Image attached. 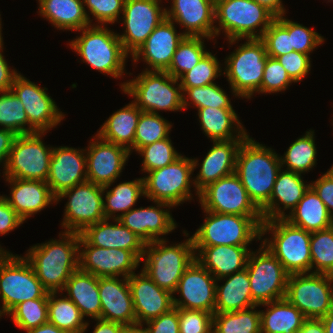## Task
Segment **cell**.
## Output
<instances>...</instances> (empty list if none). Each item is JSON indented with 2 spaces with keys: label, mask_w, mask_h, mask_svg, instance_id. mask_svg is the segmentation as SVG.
<instances>
[{
  "label": "cell",
  "mask_w": 333,
  "mask_h": 333,
  "mask_svg": "<svg viewBox=\"0 0 333 333\" xmlns=\"http://www.w3.org/2000/svg\"><path fill=\"white\" fill-rule=\"evenodd\" d=\"M285 219L308 232L324 230L333 225L332 215L311 187L297 206L286 214Z\"/></svg>",
  "instance_id": "cell-38"
},
{
  "label": "cell",
  "mask_w": 333,
  "mask_h": 333,
  "mask_svg": "<svg viewBox=\"0 0 333 333\" xmlns=\"http://www.w3.org/2000/svg\"><path fill=\"white\" fill-rule=\"evenodd\" d=\"M166 242L155 240L145 245L141 270L161 289L174 294L183 273L195 260V250L192 237L170 246Z\"/></svg>",
  "instance_id": "cell-6"
},
{
  "label": "cell",
  "mask_w": 333,
  "mask_h": 333,
  "mask_svg": "<svg viewBox=\"0 0 333 333\" xmlns=\"http://www.w3.org/2000/svg\"><path fill=\"white\" fill-rule=\"evenodd\" d=\"M129 288L136 315V327L169 312L173 306V294L161 289L141 270L128 277Z\"/></svg>",
  "instance_id": "cell-22"
},
{
  "label": "cell",
  "mask_w": 333,
  "mask_h": 333,
  "mask_svg": "<svg viewBox=\"0 0 333 333\" xmlns=\"http://www.w3.org/2000/svg\"><path fill=\"white\" fill-rule=\"evenodd\" d=\"M27 333H69L64 330L59 329L55 325L47 322L38 327L26 330Z\"/></svg>",
  "instance_id": "cell-66"
},
{
  "label": "cell",
  "mask_w": 333,
  "mask_h": 333,
  "mask_svg": "<svg viewBox=\"0 0 333 333\" xmlns=\"http://www.w3.org/2000/svg\"><path fill=\"white\" fill-rule=\"evenodd\" d=\"M5 315L4 312L2 311V309L0 308V318Z\"/></svg>",
  "instance_id": "cell-71"
},
{
  "label": "cell",
  "mask_w": 333,
  "mask_h": 333,
  "mask_svg": "<svg viewBox=\"0 0 333 333\" xmlns=\"http://www.w3.org/2000/svg\"><path fill=\"white\" fill-rule=\"evenodd\" d=\"M0 126L16 135L29 134V121L24 106L12 91L0 92Z\"/></svg>",
  "instance_id": "cell-47"
},
{
  "label": "cell",
  "mask_w": 333,
  "mask_h": 333,
  "mask_svg": "<svg viewBox=\"0 0 333 333\" xmlns=\"http://www.w3.org/2000/svg\"><path fill=\"white\" fill-rule=\"evenodd\" d=\"M141 110L133 103L115 111L97 131V135L110 143L125 147L132 153L134 137Z\"/></svg>",
  "instance_id": "cell-37"
},
{
  "label": "cell",
  "mask_w": 333,
  "mask_h": 333,
  "mask_svg": "<svg viewBox=\"0 0 333 333\" xmlns=\"http://www.w3.org/2000/svg\"><path fill=\"white\" fill-rule=\"evenodd\" d=\"M297 333H325L321 319L306 318Z\"/></svg>",
  "instance_id": "cell-64"
},
{
  "label": "cell",
  "mask_w": 333,
  "mask_h": 333,
  "mask_svg": "<svg viewBox=\"0 0 333 333\" xmlns=\"http://www.w3.org/2000/svg\"><path fill=\"white\" fill-rule=\"evenodd\" d=\"M259 305L234 312L214 313L212 333H261Z\"/></svg>",
  "instance_id": "cell-42"
},
{
  "label": "cell",
  "mask_w": 333,
  "mask_h": 333,
  "mask_svg": "<svg viewBox=\"0 0 333 333\" xmlns=\"http://www.w3.org/2000/svg\"><path fill=\"white\" fill-rule=\"evenodd\" d=\"M142 327L146 333H180L178 308H172L169 312L161 314L159 317L153 318Z\"/></svg>",
  "instance_id": "cell-58"
},
{
  "label": "cell",
  "mask_w": 333,
  "mask_h": 333,
  "mask_svg": "<svg viewBox=\"0 0 333 333\" xmlns=\"http://www.w3.org/2000/svg\"><path fill=\"white\" fill-rule=\"evenodd\" d=\"M246 270L249 274L252 300L257 304L285 298L289 273L264 246L251 251Z\"/></svg>",
  "instance_id": "cell-14"
},
{
  "label": "cell",
  "mask_w": 333,
  "mask_h": 333,
  "mask_svg": "<svg viewBox=\"0 0 333 333\" xmlns=\"http://www.w3.org/2000/svg\"><path fill=\"white\" fill-rule=\"evenodd\" d=\"M59 235L61 239L36 244L24 256L43 287L58 294L79 268L80 233L65 231Z\"/></svg>",
  "instance_id": "cell-1"
},
{
  "label": "cell",
  "mask_w": 333,
  "mask_h": 333,
  "mask_svg": "<svg viewBox=\"0 0 333 333\" xmlns=\"http://www.w3.org/2000/svg\"><path fill=\"white\" fill-rule=\"evenodd\" d=\"M280 169V156L271 148L249 135L242 141L236 156L235 174L259 209L270 200Z\"/></svg>",
  "instance_id": "cell-2"
},
{
  "label": "cell",
  "mask_w": 333,
  "mask_h": 333,
  "mask_svg": "<svg viewBox=\"0 0 333 333\" xmlns=\"http://www.w3.org/2000/svg\"><path fill=\"white\" fill-rule=\"evenodd\" d=\"M310 187L323 201L333 217V165L319 179L310 183Z\"/></svg>",
  "instance_id": "cell-59"
},
{
  "label": "cell",
  "mask_w": 333,
  "mask_h": 333,
  "mask_svg": "<svg viewBox=\"0 0 333 333\" xmlns=\"http://www.w3.org/2000/svg\"><path fill=\"white\" fill-rule=\"evenodd\" d=\"M40 16L61 30L79 31L90 25L82 0H38Z\"/></svg>",
  "instance_id": "cell-36"
},
{
  "label": "cell",
  "mask_w": 333,
  "mask_h": 333,
  "mask_svg": "<svg viewBox=\"0 0 333 333\" xmlns=\"http://www.w3.org/2000/svg\"><path fill=\"white\" fill-rule=\"evenodd\" d=\"M84 152L86 150L68 146L53 147L46 183L55 197L87 181V157Z\"/></svg>",
  "instance_id": "cell-23"
},
{
  "label": "cell",
  "mask_w": 333,
  "mask_h": 333,
  "mask_svg": "<svg viewBox=\"0 0 333 333\" xmlns=\"http://www.w3.org/2000/svg\"><path fill=\"white\" fill-rule=\"evenodd\" d=\"M166 18L183 26L186 36L215 37V3L212 0H171Z\"/></svg>",
  "instance_id": "cell-26"
},
{
  "label": "cell",
  "mask_w": 333,
  "mask_h": 333,
  "mask_svg": "<svg viewBox=\"0 0 333 333\" xmlns=\"http://www.w3.org/2000/svg\"><path fill=\"white\" fill-rule=\"evenodd\" d=\"M5 179L11 185V192L9 197L4 195V198L23 221L56 202V197L45 181Z\"/></svg>",
  "instance_id": "cell-29"
},
{
  "label": "cell",
  "mask_w": 333,
  "mask_h": 333,
  "mask_svg": "<svg viewBox=\"0 0 333 333\" xmlns=\"http://www.w3.org/2000/svg\"><path fill=\"white\" fill-rule=\"evenodd\" d=\"M329 275L333 278V271Z\"/></svg>",
  "instance_id": "cell-72"
},
{
  "label": "cell",
  "mask_w": 333,
  "mask_h": 333,
  "mask_svg": "<svg viewBox=\"0 0 333 333\" xmlns=\"http://www.w3.org/2000/svg\"><path fill=\"white\" fill-rule=\"evenodd\" d=\"M206 37L185 36L175 51L168 70L169 75L179 79L191 70L209 52L205 50Z\"/></svg>",
  "instance_id": "cell-44"
},
{
  "label": "cell",
  "mask_w": 333,
  "mask_h": 333,
  "mask_svg": "<svg viewBox=\"0 0 333 333\" xmlns=\"http://www.w3.org/2000/svg\"><path fill=\"white\" fill-rule=\"evenodd\" d=\"M309 187L310 184L304 182L301 174L280 169L270 200L260 209L263 220L285 218L284 211H292ZM280 204L283 206L280 207Z\"/></svg>",
  "instance_id": "cell-31"
},
{
  "label": "cell",
  "mask_w": 333,
  "mask_h": 333,
  "mask_svg": "<svg viewBox=\"0 0 333 333\" xmlns=\"http://www.w3.org/2000/svg\"><path fill=\"white\" fill-rule=\"evenodd\" d=\"M325 333H333V309L321 318Z\"/></svg>",
  "instance_id": "cell-67"
},
{
  "label": "cell",
  "mask_w": 333,
  "mask_h": 333,
  "mask_svg": "<svg viewBox=\"0 0 333 333\" xmlns=\"http://www.w3.org/2000/svg\"><path fill=\"white\" fill-rule=\"evenodd\" d=\"M216 284L215 277L195 259L178 282L174 293H180L181 298L173 296V306L214 314Z\"/></svg>",
  "instance_id": "cell-20"
},
{
  "label": "cell",
  "mask_w": 333,
  "mask_h": 333,
  "mask_svg": "<svg viewBox=\"0 0 333 333\" xmlns=\"http://www.w3.org/2000/svg\"><path fill=\"white\" fill-rule=\"evenodd\" d=\"M1 16V15H0ZM2 22H1V18H0V43H3V37H2V33H1V31H2V24H1Z\"/></svg>",
  "instance_id": "cell-70"
},
{
  "label": "cell",
  "mask_w": 333,
  "mask_h": 333,
  "mask_svg": "<svg viewBox=\"0 0 333 333\" xmlns=\"http://www.w3.org/2000/svg\"><path fill=\"white\" fill-rule=\"evenodd\" d=\"M108 221L109 219H104L89 225L80 235L90 245L132 251L141 260L146 243L118 219H114L116 222L114 224H110Z\"/></svg>",
  "instance_id": "cell-30"
},
{
  "label": "cell",
  "mask_w": 333,
  "mask_h": 333,
  "mask_svg": "<svg viewBox=\"0 0 333 333\" xmlns=\"http://www.w3.org/2000/svg\"><path fill=\"white\" fill-rule=\"evenodd\" d=\"M44 132L16 135L5 168V178L47 181L53 147L45 146Z\"/></svg>",
  "instance_id": "cell-12"
},
{
  "label": "cell",
  "mask_w": 333,
  "mask_h": 333,
  "mask_svg": "<svg viewBox=\"0 0 333 333\" xmlns=\"http://www.w3.org/2000/svg\"><path fill=\"white\" fill-rule=\"evenodd\" d=\"M67 298L79 308L82 317L101 318L98 277L78 268L64 286Z\"/></svg>",
  "instance_id": "cell-33"
},
{
  "label": "cell",
  "mask_w": 333,
  "mask_h": 333,
  "mask_svg": "<svg viewBox=\"0 0 333 333\" xmlns=\"http://www.w3.org/2000/svg\"><path fill=\"white\" fill-rule=\"evenodd\" d=\"M103 195H105L103 205L106 219H118L133 209L140 197L145 196L143 178L121 182L111 190L103 187ZM116 212L121 214L116 215Z\"/></svg>",
  "instance_id": "cell-40"
},
{
  "label": "cell",
  "mask_w": 333,
  "mask_h": 333,
  "mask_svg": "<svg viewBox=\"0 0 333 333\" xmlns=\"http://www.w3.org/2000/svg\"><path fill=\"white\" fill-rule=\"evenodd\" d=\"M68 197L62 227L66 232L81 233L87 226L106 219L104 213L103 186L83 182L63 191L56 202Z\"/></svg>",
  "instance_id": "cell-15"
},
{
  "label": "cell",
  "mask_w": 333,
  "mask_h": 333,
  "mask_svg": "<svg viewBox=\"0 0 333 333\" xmlns=\"http://www.w3.org/2000/svg\"><path fill=\"white\" fill-rule=\"evenodd\" d=\"M225 58V71L232 94L235 97L250 99L260 93L263 71L267 62V52L260 38H249Z\"/></svg>",
  "instance_id": "cell-9"
},
{
  "label": "cell",
  "mask_w": 333,
  "mask_h": 333,
  "mask_svg": "<svg viewBox=\"0 0 333 333\" xmlns=\"http://www.w3.org/2000/svg\"><path fill=\"white\" fill-rule=\"evenodd\" d=\"M172 124L159 113L142 111L134 137V151L169 137Z\"/></svg>",
  "instance_id": "cell-45"
},
{
  "label": "cell",
  "mask_w": 333,
  "mask_h": 333,
  "mask_svg": "<svg viewBox=\"0 0 333 333\" xmlns=\"http://www.w3.org/2000/svg\"><path fill=\"white\" fill-rule=\"evenodd\" d=\"M82 34L70 42V47L100 73L120 78L125 70L128 54L125 52L118 34L105 25L91 24L81 30Z\"/></svg>",
  "instance_id": "cell-3"
},
{
  "label": "cell",
  "mask_w": 333,
  "mask_h": 333,
  "mask_svg": "<svg viewBox=\"0 0 333 333\" xmlns=\"http://www.w3.org/2000/svg\"><path fill=\"white\" fill-rule=\"evenodd\" d=\"M161 0H125L123 9L124 33L118 37L123 49L131 56L145 43L153 30L166 18Z\"/></svg>",
  "instance_id": "cell-17"
},
{
  "label": "cell",
  "mask_w": 333,
  "mask_h": 333,
  "mask_svg": "<svg viewBox=\"0 0 333 333\" xmlns=\"http://www.w3.org/2000/svg\"><path fill=\"white\" fill-rule=\"evenodd\" d=\"M294 82L277 58L268 56L263 71L260 93H276L285 91Z\"/></svg>",
  "instance_id": "cell-54"
},
{
  "label": "cell",
  "mask_w": 333,
  "mask_h": 333,
  "mask_svg": "<svg viewBox=\"0 0 333 333\" xmlns=\"http://www.w3.org/2000/svg\"><path fill=\"white\" fill-rule=\"evenodd\" d=\"M137 152L143 158L141 170L145 173L170 165L182 156L174 149L169 137L141 147Z\"/></svg>",
  "instance_id": "cell-51"
},
{
  "label": "cell",
  "mask_w": 333,
  "mask_h": 333,
  "mask_svg": "<svg viewBox=\"0 0 333 333\" xmlns=\"http://www.w3.org/2000/svg\"><path fill=\"white\" fill-rule=\"evenodd\" d=\"M139 263L141 260L132 251L93 246L80 235L79 268L82 271L97 277L128 278L135 273L133 270L138 268Z\"/></svg>",
  "instance_id": "cell-19"
},
{
  "label": "cell",
  "mask_w": 333,
  "mask_h": 333,
  "mask_svg": "<svg viewBox=\"0 0 333 333\" xmlns=\"http://www.w3.org/2000/svg\"><path fill=\"white\" fill-rule=\"evenodd\" d=\"M97 321L93 333H124L127 327L118 322L95 319Z\"/></svg>",
  "instance_id": "cell-63"
},
{
  "label": "cell",
  "mask_w": 333,
  "mask_h": 333,
  "mask_svg": "<svg viewBox=\"0 0 333 333\" xmlns=\"http://www.w3.org/2000/svg\"><path fill=\"white\" fill-rule=\"evenodd\" d=\"M45 90L48 89L41 88L20 73L14 78L11 91L24 106L29 121V134L36 132L46 134L65 117Z\"/></svg>",
  "instance_id": "cell-18"
},
{
  "label": "cell",
  "mask_w": 333,
  "mask_h": 333,
  "mask_svg": "<svg viewBox=\"0 0 333 333\" xmlns=\"http://www.w3.org/2000/svg\"><path fill=\"white\" fill-rule=\"evenodd\" d=\"M198 118L201 129L211 141L245 139L248 136L234 109L200 108Z\"/></svg>",
  "instance_id": "cell-35"
},
{
  "label": "cell",
  "mask_w": 333,
  "mask_h": 333,
  "mask_svg": "<svg viewBox=\"0 0 333 333\" xmlns=\"http://www.w3.org/2000/svg\"><path fill=\"white\" fill-rule=\"evenodd\" d=\"M225 280L221 286L218 281ZM216 302L214 313L234 312L257 305L252 300L248 271L234 273L216 280Z\"/></svg>",
  "instance_id": "cell-34"
},
{
  "label": "cell",
  "mask_w": 333,
  "mask_h": 333,
  "mask_svg": "<svg viewBox=\"0 0 333 333\" xmlns=\"http://www.w3.org/2000/svg\"><path fill=\"white\" fill-rule=\"evenodd\" d=\"M7 315L19 329L28 330L48 322V298L32 299L16 305Z\"/></svg>",
  "instance_id": "cell-49"
},
{
  "label": "cell",
  "mask_w": 333,
  "mask_h": 333,
  "mask_svg": "<svg viewBox=\"0 0 333 333\" xmlns=\"http://www.w3.org/2000/svg\"><path fill=\"white\" fill-rule=\"evenodd\" d=\"M220 63L210 51L191 70L184 73L178 80L181 88L200 87L215 83L221 75Z\"/></svg>",
  "instance_id": "cell-50"
},
{
  "label": "cell",
  "mask_w": 333,
  "mask_h": 333,
  "mask_svg": "<svg viewBox=\"0 0 333 333\" xmlns=\"http://www.w3.org/2000/svg\"><path fill=\"white\" fill-rule=\"evenodd\" d=\"M155 204H157L156 207L131 209L118 218L124 226L139 236L146 244L155 240H164L160 235H166L177 227L170 210L168 211L166 208L171 209L173 206L158 201Z\"/></svg>",
  "instance_id": "cell-27"
},
{
  "label": "cell",
  "mask_w": 333,
  "mask_h": 333,
  "mask_svg": "<svg viewBox=\"0 0 333 333\" xmlns=\"http://www.w3.org/2000/svg\"><path fill=\"white\" fill-rule=\"evenodd\" d=\"M204 223L191 236L194 246H249L261 240L262 216H240L205 211Z\"/></svg>",
  "instance_id": "cell-8"
},
{
  "label": "cell",
  "mask_w": 333,
  "mask_h": 333,
  "mask_svg": "<svg viewBox=\"0 0 333 333\" xmlns=\"http://www.w3.org/2000/svg\"><path fill=\"white\" fill-rule=\"evenodd\" d=\"M3 44L0 43V92L11 91L14 78L19 74L17 70L9 68L3 52ZM2 51V52H1Z\"/></svg>",
  "instance_id": "cell-61"
},
{
  "label": "cell",
  "mask_w": 333,
  "mask_h": 333,
  "mask_svg": "<svg viewBox=\"0 0 333 333\" xmlns=\"http://www.w3.org/2000/svg\"><path fill=\"white\" fill-rule=\"evenodd\" d=\"M9 251H6L4 248L2 249V247L0 246V259L2 258V256Z\"/></svg>",
  "instance_id": "cell-69"
},
{
  "label": "cell",
  "mask_w": 333,
  "mask_h": 333,
  "mask_svg": "<svg viewBox=\"0 0 333 333\" xmlns=\"http://www.w3.org/2000/svg\"><path fill=\"white\" fill-rule=\"evenodd\" d=\"M181 89L183 91L184 109H187L190 104H193L197 109L206 107L233 109L231 101L229 100L230 98H228L225 91L219 87V85L217 86L216 83ZM189 99L191 100V103L188 102Z\"/></svg>",
  "instance_id": "cell-48"
},
{
  "label": "cell",
  "mask_w": 333,
  "mask_h": 333,
  "mask_svg": "<svg viewBox=\"0 0 333 333\" xmlns=\"http://www.w3.org/2000/svg\"><path fill=\"white\" fill-rule=\"evenodd\" d=\"M260 39L270 57L277 58L294 51V48H291V34L277 19L271 23Z\"/></svg>",
  "instance_id": "cell-53"
},
{
  "label": "cell",
  "mask_w": 333,
  "mask_h": 333,
  "mask_svg": "<svg viewBox=\"0 0 333 333\" xmlns=\"http://www.w3.org/2000/svg\"><path fill=\"white\" fill-rule=\"evenodd\" d=\"M174 24L165 18L132 55L133 61L137 63L142 59L152 68H145L147 71H167L179 43L186 36L184 33H177Z\"/></svg>",
  "instance_id": "cell-24"
},
{
  "label": "cell",
  "mask_w": 333,
  "mask_h": 333,
  "mask_svg": "<svg viewBox=\"0 0 333 333\" xmlns=\"http://www.w3.org/2000/svg\"><path fill=\"white\" fill-rule=\"evenodd\" d=\"M243 140L212 141V148L200 164V171L196 178H193V187L195 186L198 197L199 193L209 184L235 173L236 156Z\"/></svg>",
  "instance_id": "cell-28"
},
{
  "label": "cell",
  "mask_w": 333,
  "mask_h": 333,
  "mask_svg": "<svg viewBox=\"0 0 333 333\" xmlns=\"http://www.w3.org/2000/svg\"><path fill=\"white\" fill-rule=\"evenodd\" d=\"M198 165L197 159L181 156L170 165L147 172L148 175L142 177L145 197L173 207L192 200L190 189L194 180L190 178Z\"/></svg>",
  "instance_id": "cell-11"
},
{
  "label": "cell",
  "mask_w": 333,
  "mask_h": 333,
  "mask_svg": "<svg viewBox=\"0 0 333 333\" xmlns=\"http://www.w3.org/2000/svg\"><path fill=\"white\" fill-rule=\"evenodd\" d=\"M285 298L306 318L321 319L333 309V278L329 274H290Z\"/></svg>",
  "instance_id": "cell-13"
},
{
  "label": "cell",
  "mask_w": 333,
  "mask_h": 333,
  "mask_svg": "<svg viewBox=\"0 0 333 333\" xmlns=\"http://www.w3.org/2000/svg\"><path fill=\"white\" fill-rule=\"evenodd\" d=\"M56 294H48V322L69 333H85L89 323L79 308L66 296L58 298Z\"/></svg>",
  "instance_id": "cell-41"
},
{
  "label": "cell",
  "mask_w": 333,
  "mask_h": 333,
  "mask_svg": "<svg viewBox=\"0 0 333 333\" xmlns=\"http://www.w3.org/2000/svg\"><path fill=\"white\" fill-rule=\"evenodd\" d=\"M23 223V219L9 205L4 196L0 195V235L7 234Z\"/></svg>",
  "instance_id": "cell-60"
},
{
  "label": "cell",
  "mask_w": 333,
  "mask_h": 333,
  "mask_svg": "<svg viewBox=\"0 0 333 333\" xmlns=\"http://www.w3.org/2000/svg\"><path fill=\"white\" fill-rule=\"evenodd\" d=\"M314 138V131L309 130L290 144L284 156H280L282 168L285 165V170L303 174L316 166L317 149Z\"/></svg>",
  "instance_id": "cell-43"
},
{
  "label": "cell",
  "mask_w": 333,
  "mask_h": 333,
  "mask_svg": "<svg viewBox=\"0 0 333 333\" xmlns=\"http://www.w3.org/2000/svg\"><path fill=\"white\" fill-rule=\"evenodd\" d=\"M199 200L205 211L240 216H262L261 210L250 199L235 173L209 184L199 193Z\"/></svg>",
  "instance_id": "cell-16"
},
{
  "label": "cell",
  "mask_w": 333,
  "mask_h": 333,
  "mask_svg": "<svg viewBox=\"0 0 333 333\" xmlns=\"http://www.w3.org/2000/svg\"><path fill=\"white\" fill-rule=\"evenodd\" d=\"M276 19L291 34V48H294V51L310 55L318 45L324 42L323 36L311 28L285 18L284 15L278 16Z\"/></svg>",
  "instance_id": "cell-52"
},
{
  "label": "cell",
  "mask_w": 333,
  "mask_h": 333,
  "mask_svg": "<svg viewBox=\"0 0 333 333\" xmlns=\"http://www.w3.org/2000/svg\"><path fill=\"white\" fill-rule=\"evenodd\" d=\"M178 83L179 80L166 71L144 70L136 78L122 83L121 89L134 98L132 102L141 111L157 114L160 110L184 109L183 91Z\"/></svg>",
  "instance_id": "cell-7"
},
{
  "label": "cell",
  "mask_w": 333,
  "mask_h": 333,
  "mask_svg": "<svg viewBox=\"0 0 333 333\" xmlns=\"http://www.w3.org/2000/svg\"><path fill=\"white\" fill-rule=\"evenodd\" d=\"M194 250L195 259L216 280L245 270L251 252L247 246L231 245L194 246Z\"/></svg>",
  "instance_id": "cell-32"
},
{
  "label": "cell",
  "mask_w": 333,
  "mask_h": 333,
  "mask_svg": "<svg viewBox=\"0 0 333 333\" xmlns=\"http://www.w3.org/2000/svg\"><path fill=\"white\" fill-rule=\"evenodd\" d=\"M275 19L272 12L254 0H219L215 3V21L219 25H215V37L223 30L231 45L242 39L261 38Z\"/></svg>",
  "instance_id": "cell-5"
},
{
  "label": "cell",
  "mask_w": 333,
  "mask_h": 333,
  "mask_svg": "<svg viewBox=\"0 0 333 333\" xmlns=\"http://www.w3.org/2000/svg\"><path fill=\"white\" fill-rule=\"evenodd\" d=\"M271 240L261 241L266 248L280 261L289 274L311 272V232L297 227L285 218L263 221L261 237L267 232Z\"/></svg>",
  "instance_id": "cell-4"
},
{
  "label": "cell",
  "mask_w": 333,
  "mask_h": 333,
  "mask_svg": "<svg viewBox=\"0 0 333 333\" xmlns=\"http://www.w3.org/2000/svg\"><path fill=\"white\" fill-rule=\"evenodd\" d=\"M86 8H88V20L90 25L89 12L98 22V25L113 24L118 21L120 14L123 13L125 0H82ZM101 23V24H100Z\"/></svg>",
  "instance_id": "cell-55"
},
{
  "label": "cell",
  "mask_w": 333,
  "mask_h": 333,
  "mask_svg": "<svg viewBox=\"0 0 333 333\" xmlns=\"http://www.w3.org/2000/svg\"><path fill=\"white\" fill-rule=\"evenodd\" d=\"M180 333H212L213 314L201 310L178 308Z\"/></svg>",
  "instance_id": "cell-56"
},
{
  "label": "cell",
  "mask_w": 333,
  "mask_h": 333,
  "mask_svg": "<svg viewBox=\"0 0 333 333\" xmlns=\"http://www.w3.org/2000/svg\"><path fill=\"white\" fill-rule=\"evenodd\" d=\"M87 149V181L103 187L115 182L128 160L130 151L123 146L107 142L97 134ZM96 139V140H95Z\"/></svg>",
  "instance_id": "cell-21"
},
{
  "label": "cell",
  "mask_w": 333,
  "mask_h": 333,
  "mask_svg": "<svg viewBox=\"0 0 333 333\" xmlns=\"http://www.w3.org/2000/svg\"><path fill=\"white\" fill-rule=\"evenodd\" d=\"M259 5L264 6L276 17L286 14L285 8L282 5V0H254Z\"/></svg>",
  "instance_id": "cell-65"
},
{
  "label": "cell",
  "mask_w": 333,
  "mask_h": 333,
  "mask_svg": "<svg viewBox=\"0 0 333 333\" xmlns=\"http://www.w3.org/2000/svg\"><path fill=\"white\" fill-rule=\"evenodd\" d=\"M310 251L311 273L330 274L333 271V225L311 232Z\"/></svg>",
  "instance_id": "cell-46"
},
{
  "label": "cell",
  "mask_w": 333,
  "mask_h": 333,
  "mask_svg": "<svg viewBox=\"0 0 333 333\" xmlns=\"http://www.w3.org/2000/svg\"><path fill=\"white\" fill-rule=\"evenodd\" d=\"M261 333H297L306 317L286 298L260 304Z\"/></svg>",
  "instance_id": "cell-39"
},
{
  "label": "cell",
  "mask_w": 333,
  "mask_h": 333,
  "mask_svg": "<svg viewBox=\"0 0 333 333\" xmlns=\"http://www.w3.org/2000/svg\"><path fill=\"white\" fill-rule=\"evenodd\" d=\"M124 333H146L142 326L134 327V328H127Z\"/></svg>",
  "instance_id": "cell-68"
},
{
  "label": "cell",
  "mask_w": 333,
  "mask_h": 333,
  "mask_svg": "<svg viewBox=\"0 0 333 333\" xmlns=\"http://www.w3.org/2000/svg\"><path fill=\"white\" fill-rule=\"evenodd\" d=\"M49 292L37 278L31 264L19 255L6 252L0 259L1 309L8 314L21 302L48 298Z\"/></svg>",
  "instance_id": "cell-10"
},
{
  "label": "cell",
  "mask_w": 333,
  "mask_h": 333,
  "mask_svg": "<svg viewBox=\"0 0 333 333\" xmlns=\"http://www.w3.org/2000/svg\"><path fill=\"white\" fill-rule=\"evenodd\" d=\"M102 320L118 322L127 328L136 327V315L128 278L98 277Z\"/></svg>",
  "instance_id": "cell-25"
},
{
  "label": "cell",
  "mask_w": 333,
  "mask_h": 333,
  "mask_svg": "<svg viewBox=\"0 0 333 333\" xmlns=\"http://www.w3.org/2000/svg\"><path fill=\"white\" fill-rule=\"evenodd\" d=\"M310 59L308 54L297 51H292L277 57V60L287 71L294 83L303 80L305 76L308 75L311 70Z\"/></svg>",
  "instance_id": "cell-57"
},
{
  "label": "cell",
  "mask_w": 333,
  "mask_h": 333,
  "mask_svg": "<svg viewBox=\"0 0 333 333\" xmlns=\"http://www.w3.org/2000/svg\"><path fill=\"white\" fill-rule=\"evenodd\" d=\"M15 137L16 134L13 131L0 128V164H4L3 168H5Z\"/></svg>",
  "instance_id": "cell-62"
}]
</instances>
